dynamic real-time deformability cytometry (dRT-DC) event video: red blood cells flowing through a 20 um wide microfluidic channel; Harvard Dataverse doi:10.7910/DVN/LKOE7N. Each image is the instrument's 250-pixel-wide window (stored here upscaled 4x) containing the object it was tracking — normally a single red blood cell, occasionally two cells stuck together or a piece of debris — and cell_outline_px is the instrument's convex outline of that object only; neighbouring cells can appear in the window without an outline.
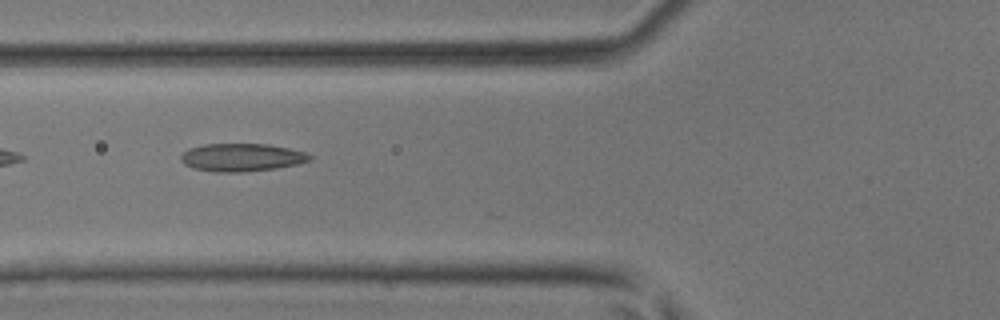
{"species": "common noctule bat (a hibernating species)", "species_latin": "Nyctalus noctula", "temperature_condition": "room temperature", "stored_images_in_passage": 7, "camera_frame_rate_fps": 3000, "um_per_image_px": 0.085, "animal": {"sex": "male", "body_mass_g": 17.9, "forearm_length_mm": 54.2}, "frame": {"image": 1, "passage_image": 4, "time_ms": 1.0, "image_size_px": [1000, 320], "cell_outline_px": [[312, 160], [296, 164], [276, 168], [244, 172], [216, 172], [192, 168], [184, 164], [180, 160], [180, 156], [188, 148], [204, 144], [268, 144], [288, 148], [304, 152], [312, 156]], "centroid_in_image_um": [20.51, 13.38], "position_along_channel_um": 105.3, "area_um2": 20.98}}